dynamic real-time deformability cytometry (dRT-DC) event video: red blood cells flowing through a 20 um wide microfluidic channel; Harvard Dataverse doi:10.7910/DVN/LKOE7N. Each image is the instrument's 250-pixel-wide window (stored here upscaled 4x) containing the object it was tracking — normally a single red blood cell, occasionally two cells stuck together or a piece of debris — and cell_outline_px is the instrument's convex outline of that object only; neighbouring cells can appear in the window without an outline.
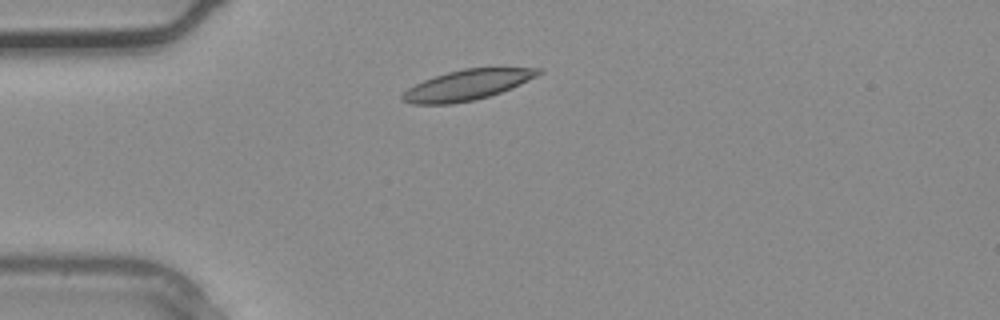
{"species": "common noctule bat (a hibernating species)", "species_latin": "Nyctalus noctula", "temperature_condition": "warm", "stored_images_in_passage": 2, "camera_frame_rate_fps": 3000, "um_per_image_px": 0.085, "animal": {"sex": "male", "body_mass_g": 20.4}, "frame": {"image": 1, "passage_image": 2, "time_ms": 0.333, "image_size_px": [1000, 320], "cell_outline_px": [[544, 72], [512, 88], [488, 96], [472, 100], [452, 104], [412, 104], [400, 100], [400, 96], [408, 88], [424, 80], [448, 72], [464, 68], [540, 68]], "centroid_in_image_um": [39.68, 7.23], "position_along_channel_um": 45.3, "area_um2": 23.76}}